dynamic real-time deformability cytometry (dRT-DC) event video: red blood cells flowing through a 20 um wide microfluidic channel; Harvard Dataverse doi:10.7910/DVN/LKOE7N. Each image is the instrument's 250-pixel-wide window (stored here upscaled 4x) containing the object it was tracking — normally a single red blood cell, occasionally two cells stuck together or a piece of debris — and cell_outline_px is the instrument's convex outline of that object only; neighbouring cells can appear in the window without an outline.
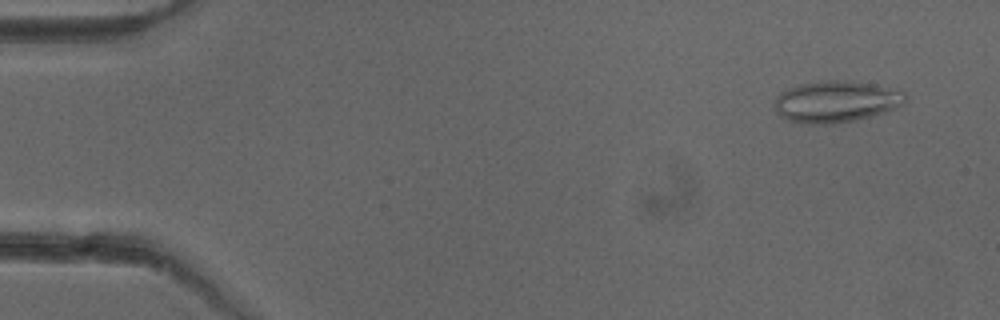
{"species": "common noctule bat (a hibernating species)", "species_latin": "Nyctalus noctula", "temperature_condition": "cold", "stored_images_in_passage": 43, "camera_frame_rate_fps": 3000, "um_per_image_px": 0.085, "animal": {"sex": "female"}, "frame": {"image": 1, "passage_image": 4, "time_ms": 1.0, "image_size_px": [1000, 320], "cell_outline_px": [[908, 100], [904, 104], [884, 112], [856, 120], [832, 124], [800, 124], [788, 120], [780, 116], [776, 112], [776, 96], [780, 92], [788, 88], [800, 84], [820, 80], [848, 80], [872, 84], [904, 92], [908, 96]], "centroid_in_image_um": [71.05, 8.64], "position_along_channel_um": 14.0, "area_um2": 31.85}}
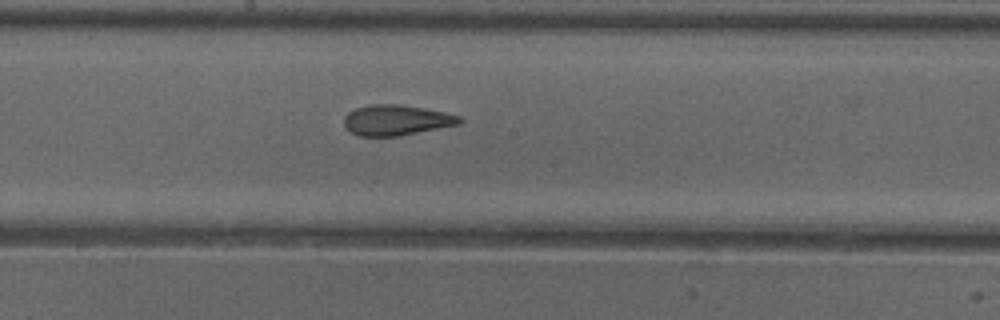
{"frame": {"image": 2, "passage_image": 28, "time_ms": 9.0, "image_size_px": [1000, 320], "cell_outline_px": [[464, 120], [460, 124], [400, 136], [360, 136], [352, 132], [344, 124], [344, 116], [348, 112], [356, 108], [372, 104], [400, 104], [424, 108], [444, 112], [460, 116]], "centroid_in_image_um": [33.71, 10.21], "position_along_channel_um": 214.5, "area_um2": 20.52}}
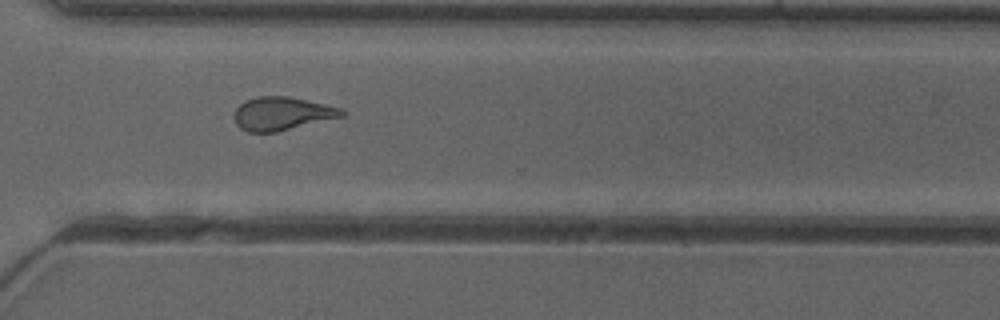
{"frame": {"image": 3, "passage_image": 38, "time_ms": 12.333, "image_size_px": [1000, 320], "cell_outline_px": [[348, 112], [344, 116], [276, 132], [248, 132], [240, 128], [236, 124], [232, 116], [236, 108], [240, 104], [256, 96], [288, 96], [308, 100], [344, 108]], "centroid_in_image_um": [23.99, 9.65], "position_along_channel_um": 346.6, "area_um2": 21.1}}